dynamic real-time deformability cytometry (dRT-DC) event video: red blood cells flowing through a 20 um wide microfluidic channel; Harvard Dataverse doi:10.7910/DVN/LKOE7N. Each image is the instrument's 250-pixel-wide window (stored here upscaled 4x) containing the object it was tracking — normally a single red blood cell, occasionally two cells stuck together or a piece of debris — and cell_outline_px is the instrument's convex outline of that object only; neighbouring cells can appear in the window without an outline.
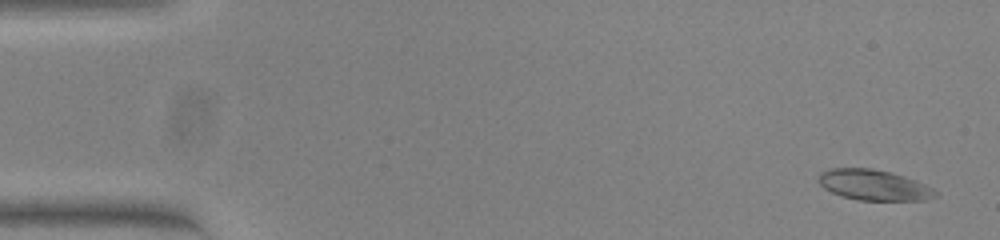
{"species": "common noctule bat (a hibernating species)", "species_latin": "Nyctalus noctula", "temperature_condition": "warm", "stored_images_in_passage": 14, "camera_frame_rate_fps": 3000, "um_per_image_px": 0.085, "animal": {"sex": "female", "body_mass_g": 23.0, "forearm_length_mm": 53.4}, "frame": {"image": 1, "passage_image": 2, "time_ms": 0.333, "image_size_px": [1000, 240], "cell_outline_px": [[940, 196], [924, 200], [856, 200], [832, 192], [824, 188], [816, 180], [820, 172], [832, 168], [872, 168], [892, 172], [916, 180], [940, 192]], "centroid_in_image_um": [74.3, 15.72], "position_along_channel_um": 10.7, "area_um2": 21.04}}